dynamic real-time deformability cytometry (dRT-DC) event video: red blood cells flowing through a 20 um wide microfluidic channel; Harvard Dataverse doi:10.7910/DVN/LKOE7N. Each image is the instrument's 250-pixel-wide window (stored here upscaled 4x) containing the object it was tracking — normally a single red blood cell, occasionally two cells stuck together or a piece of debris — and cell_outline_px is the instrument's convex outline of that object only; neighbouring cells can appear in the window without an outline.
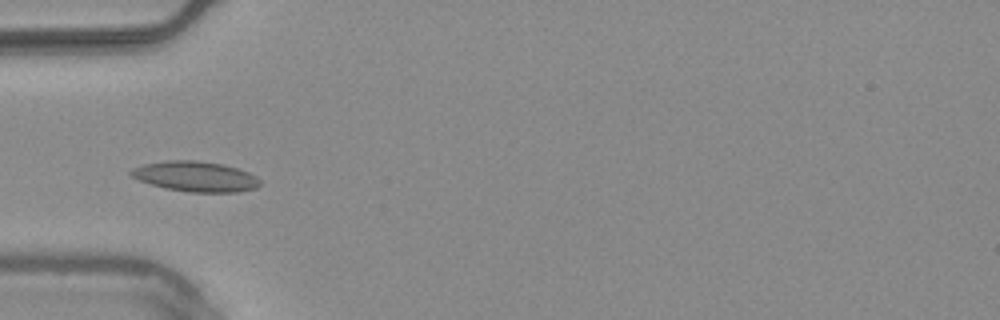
{"species": "common noctule bat (a hibernating species)", "species_latin": "Nyctalus noctula", "temperature_condition": "warm", "stored_images_in_passage": 15, "camera_frame_rate_fps": 3000, "um_per_image_px": 0.085, "animal": {"sex": "male", "body_mass_g": 20.4}, "frame": {"image": 1, "passage_image": 3, "time_ms": 0.667, "image_size_px": [1000, 320], "cell_outline_px": [[260, 184], [256, 188], [236, 192], [188, 192], [164, 188], [140, 180], [132, 176], [128, 172], [132, 168], [144, 164], [164, 160], [196, 160], [224, 164], [248, 172], [256, 176], [260, 180]], "centroid_in_image_um": [16.61, 14.99], "position_along_channel_um": 68.4, "area_um2": 22.77}}
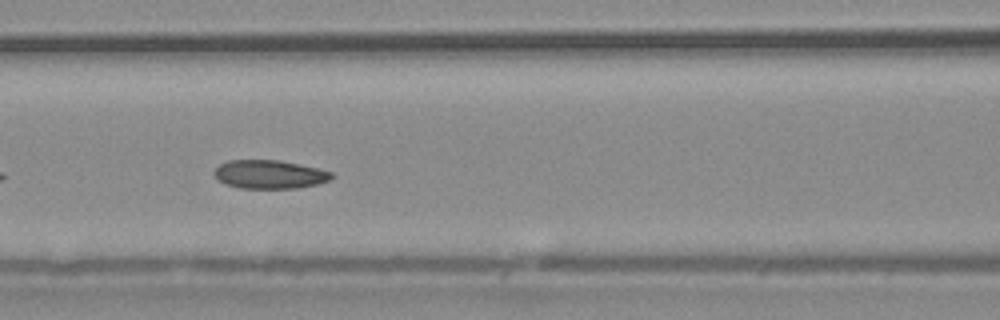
{"frame": {"image": 2, "passage_image": 9, "time_ms": 2.667, "image_size_px": [1000, 320], "cell_outline_px": [[336, 176], [328, 180], [316, 184], [296, 188], [240, 188], [224, 184], [212, 172], [220, 164], [228, 160], [276, 160], [320, 168], [332, 172]], "centroid_in_image_um": [22.92, 14.82], "position_along_channel_um": 143.7, "area_um2": 19.48}}